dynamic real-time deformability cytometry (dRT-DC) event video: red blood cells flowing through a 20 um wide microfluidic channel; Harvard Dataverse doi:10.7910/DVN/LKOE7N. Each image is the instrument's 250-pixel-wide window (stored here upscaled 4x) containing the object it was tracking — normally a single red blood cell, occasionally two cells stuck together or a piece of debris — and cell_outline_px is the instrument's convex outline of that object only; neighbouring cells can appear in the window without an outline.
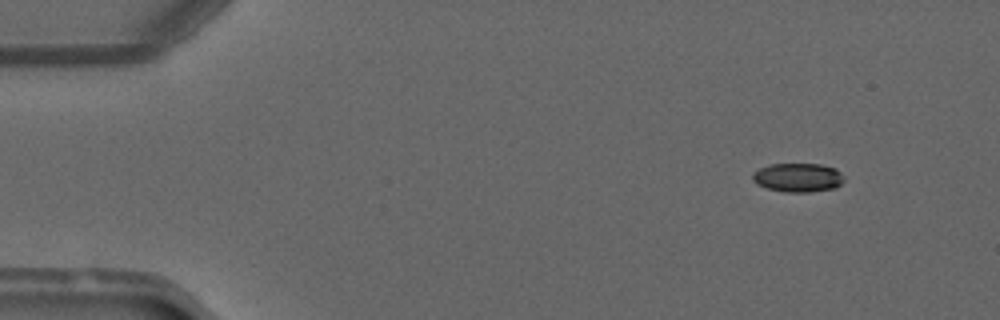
{"species": "common noctule bat (a hibernating species)", "species_latin": "Nyctalus noctula", "temperature_condition": "warm", "stored_images_in_passage": 51, "camera_frame_rate_fps": 3000, "um_per_image_px": 0.085, "animal": {"sex": "male", "forearm_length_mm": 52.5}, "frame": {"image": 1, "passage_image": 6, "time_ms": 1.667, "image_size_px": [1000, 320], "cell_outline_px": [[844, 180], [836, 188], [812, 192], [784, 192], [768, 188], [756, 184], [752, 180], [752, 172], [768, 164], [820, 164], [836, 168], [844, 176]], "centroid_in_image_um": [67.82, 15.09], "position_along_channel_um": 17.2, "area_um2": 15.61}}
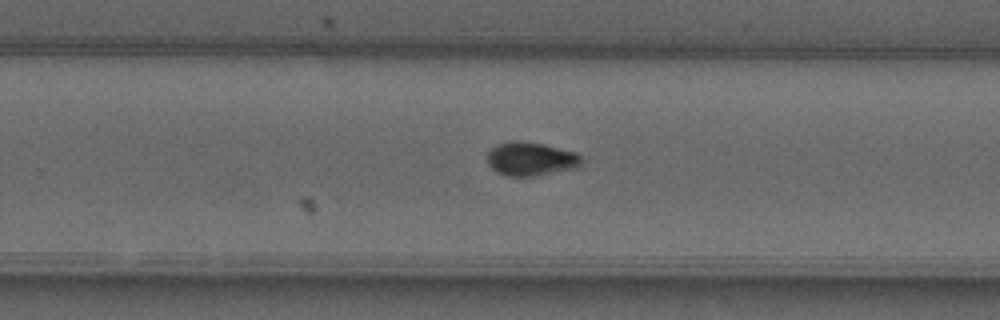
{"frame": {"image": 2, "passage_image": 33, "time_ms": 10.667, "image_size_px": [1000, 320], "cell_outline_px": [[580, 164], [576, 168], [536, 176], [504, 176], [496, 172], [488, 164], [488, 152], [496, 144], [512, 140], [520, 140], [544, 144], [576, 152], [580, 156]], "centroid_in_image_um": [45.09, 13.5], "position_along_channel_um": 284.7, "area_um2": 18.61}}
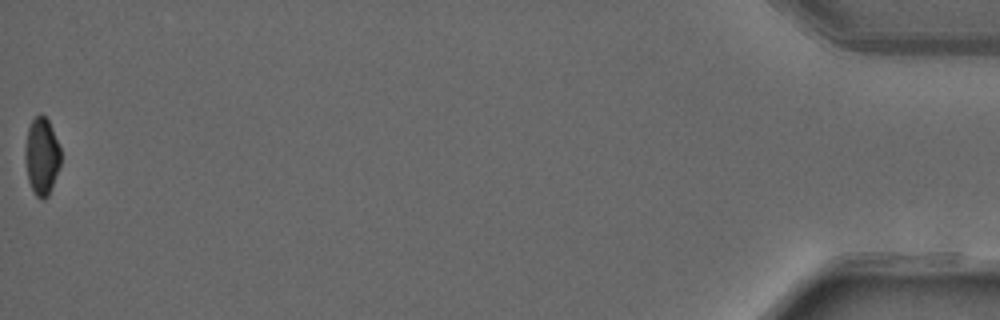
{"frame": {"image": 3, "passage_image": 51, "time_ms": 16.667, "image_size_px": [1000, 320], "cell_outline_px": [[60, 164], [48, 196], [44, 200], [40, 200], [36, 196], [28, 180], [24, 160], [24, 148], [28, 128], [32, 120], [40, 112], [48, 120], [52, 128], [60, 148]], "centroid_in_image_um": [3.52, 13.28], "position_along_channel_um": 431.7, "area_um2": 16.07}, "authors_computed_cell_mechanics": {"area_um2": 17.1666, "velocity_mm_per_s": 4.1278, "shape_relaxation_time_tau1_ms": 8.0955, "shape_relaxation_time_tau2_ms": null, "deformation_change_tau1": 0.2147, "deformation_change_tau2": null}}